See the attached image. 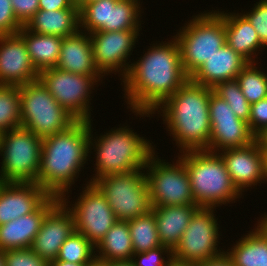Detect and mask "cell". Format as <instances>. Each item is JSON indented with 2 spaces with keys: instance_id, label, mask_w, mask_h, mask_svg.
Here are the masks:
<instances>
[{
  "instance_id": "obj_31",
  "label": "cell",
  "mask_w": 267,
  "mask_h": 266,
  "mask_svg": "<svg viewBox=\"0 0 267 266\" xmlns=\"http://www.w3.org/2000/svg\"><path fill=\"white\" fill-rule=\"evenodd\" d=\"M257 64L259 62H249L236 77L243 95L250 104L267 97V71L262 66L258 67L261 63Z\"/></svg>"
},
{
  "instance_id": "obj_46",
  "label": "cell",
  "mask_w": 267,
  "mask_h": 266,
  "mask_svg": "<svg viewBox=\"0 0 267 266\" xmlns=\"http://www.w3.org/2000/svg\"><path fill=\"white\" fill-rule=\"evenodd\" d=\"M166 266H196V263L179 261L172 257Z\"/></svg>"
},
{
  "instance_id": "obj_35",
  "label": "cell",
  "mask_w": 267,
  "mask_h": 266,
  "mask_svg": "<svg viewBox=\"0 0 267 266\" xmlns=\"http://www.w3.org/2000/svg\"><path fill=\"white\" fill-rule=\"evenodd\" d=\"M109 0H97L86 3L79 10L80 30L89 34L97 31H105L108 24Z\"/></svg>"
},
{
  "instance_id": "obj_14",
  "label": "cell",
  "mask_w": 267,
  "mask_h": 266,
  "mask_svg": "<svg viewBox=\"0 0 267 266\" xmlns=\"http://www.w3.org/2000/svg\"><path fill=\"white\" fill-rule=\"evenodd\" d=\"M140 31H97L89 34L94 64L104 77L114 73L122 80L128 74L132 64L129 57L139 41Z\"/></svg>"
},
{
  "instance_id": "obj_34",
  "label": "cell",
  "mask_w": 267,
  "mask_h": 266,
  "mask_svg": "<svg viewBox=\"0 0 267 266\" xmlns=\"http://www.w3.org/2000/svg\"><path fill=\"white\" fill-rule=\"evenodd\" d=\"M212 89L227 102L238 118L249 122L251 104L243 95L236 79L217 83Z\"/></svg>"
},
{
  "instance_id": "obj_33",
  "label": "cell",
  "mask_w": 267,
  "mask_h": 266,
  "mask_svg": "<svg viewBox=\"0 0 267 266\" xmlns=\"http://www.w3.org/2000/svg\"><path fill=\"white\" fill-rule=\"evenodd\" d=\"M20 126L19 86L0 85V134Z\"/></svg>"
},
{
  "instance_id": "obj_39",
  "label": "cell",
  "mask_w": 267,
  "mask_h": 266,
  "mask_svg": "<svg viewBox=\"0 0 267 266\" xmlns=\"http://www.w3.org/2000/svg\"><path fill=\"white\" fill-rule=\"evenodd\" d=\"M22 27L15 17L11 0H0V36L17 34Z\"/></svg>"
},
{
  "instance_id": "obj_20",
  "label": "cell",
  "mask_w": 267,
  "mask_h": 266,
  "mask_svg": "<svg viewBox=\"0 0 267 266\" xmlns=\"http://www.w3.org/2000/svg\"><path fill=\"white\" fill-rule=\"evenodd\" d=\"M59 201L50 196L35 212L0 225V251L30 248L45 216Z\"/></svg>"
},
{
  "instance_id": "obj_28",
  "label": "cell",
  "mask_w": 267,
  "mask_h": 266,
  "mask_svg": "<svg viewBox=\"0 0 267 266\" xmlns=\"http://www.w3.org/2000/svg\"><path fill=\"white\" fill-rule=\"evenodd\" d=\"M134 253L128 221H116L95 246L99 262L130 260Z\"/></svg>"
},
{
  "instance_id": "obj_50",
  "label": "cell",
  "mask_w": 267,
  "mask_h": 266,
  "mask_svg": "<svg viewBox=\"0 0 267 266\" xmlns=\"http://www.w3.org/2000/svg\"><path fill=\"white\" fill-rule=\"evenodd\" d=\"M264 179L267 183V152H264Z\"/></svg>"
},
{
  "instance_id": "obj_36",
  "label": "cell",
  "mask_w": 267,
  "mask_h": 266,
  "mask_svg": "<svg viewBox=\"0 0 267 266\" xmlns=\"http://www.w3.org/2000/svg\"><path fill=\"white\" fill-rule=\"evenodd\" d=\"M241 12L256 30L261 44L267 47V0L257 1L247 12L241 8Z\"/></svg>"
},
{
  "instance_id": "obj_16",
  "label": "cell",
  "mask_w": 267,
  "mask_h": 266,
  "mask_svg": "<svg viewBox=\"0 0 267 266\" xmlns=\"http://www.w3.org/2000/svg\"><path fill=\"white\" fill-rule=\"evenodd\" d=\"M218 153L234 185L243 195L252 187L264 184V152L256 140L245 147L227 148Z\"/></svg>"
},
{
  "instance_id": "obj_11",
  "label": "cell",
  "mask_w": 267,
  "mask_h": 266,
  "mask_svg": "<svg viewBox=\"0 0 267 266\" xmlns=\"http://www.w3.org/2000/svg\"><path fill=\"white\" fill-rule=\"evenodd\" d=\"M38 79L77 121L92 120L90 105L94 97L91 94L94 92L92 90L101 84L97 78L93 75L74 74L55 67L41 71Z\"/></svg>"
},
{
  "instance_id": "obj_10",
  "label": "cell",
  "mask_w": 267,
  "mask_h": 266,
  "mask_svg": "<svg viewBox=\"0 0 267 266\" xmlns=\"http://www.w3.org/2000/svg\"><path fill=\"white\" fill-rule=\"evenodd\" d=\"M104 194L117 221H129L151 210L145 172L110 174L93 182Z\"/></svg>"
},
{
  "instance_id": "obj_2",
  "label": "cell",
  "mask_w": 267,
  "mask_h": 266,
  "mask_svg": "<svg viewBox=\"0 0 267 266\" xmlns=\"http://www.w3.org/2000/svg\"><path fill=\"white\" fill-rule=\"evenodd\" d=\"M90 122L76 121L68 129L42 139L37 184L50 196L72 194V185L88 164ZM87 162V163H86Z\"/></svg>"
},
{
  "instance_id": "obj_13",
  "label": "cell",
  "mask_w": 267,
  "mask_h": 266,
  "mask_svg": "<svg viewBox=\"0 0 267 266\" xmlns=\"http://www.w3.org/2000/svg\"><path fill=\"white\" fill-rule=\"evenodd\" d=\"M82 187L76 200L70 202V195H63L60 200L74 216L75 231L83 234L94 246L117 221L104 194L89 179ZM69 203V204H68Z\"/></svg>"
},
{
  "instance_id": "obj_19",
  "label": "cell",
  "mask_w": 267,
  "mask_h": 266,
  "mask_svg": "<svg viewBox=\"0 0 267 266\" xmlns=\"http://www.w3.org/2000/svg\"><path fill=\"white\" fill-rule=\"evenodd\" d=\"M49 197L37 183L0 182V225L35 212Z\"/></svg>"
},
{
  "instance_id": "obj_26",
  "label": "cell",
  "mask_w": 267,
  "mask_h": 266,
  "mask_svg": "<svg viewBox=\"0 0 267 266\" xmlns=\"http://www.w3.org/2000/svg\"><path fill=\"white\" fill-rule=\"evenodd\" d=\"M24 27L37 34L64 38L80 29L79 9L38 10Z\"/></svg>"
},
{
  "instance_id": "obj_21",
  "label": "cell",
  "mask_w": 267,
  "mask_h": 266,
  "mask_svg": "<svg viewBox=\"0 0 267 266\" xmlns=\"http://www.w3.org/2000/svg\"><path fill=\"white\" fill-rule=\"evenodd\" d=\"M56 67L74 74L93 75L101 83L105 80L94 64L90 35L80 29L75 34L63 38Z\"/></svg>"
},
{
  "instance_id": "obj_17",
  "label": "cell",
  "mask_w": 267,
  "mask_h": 266,
  "mask_svg": "<svg viewBox=\"0 0 267 266\" xmlns=\"http://www.w3.org/2000/svg\"><path fill=\"white\" fill-rule=\"evenodd\" d=\"M74 231V216L60 200L45 216L30 248L50 264Z\"/></svg>"
},
{
  "instance_id": "obj_6",
  "label": "cell",
  "mask_w": 267,
  "mask_h": 266,
  "mask_svg": "<svg viewBox=\"0 0 267 266\" xmlns=\"http://www.w3.org/2000/svg\"><path fill=\"white\" fill-rule=\"evenodd\" d=\"M190 18L174 36L179 44L183 69L189 77L226 43L224 18L215 8Z\"/></svg>"
},
{
  "instance_id": "obj_12",
  "label": "cell",
  "mask_w": 267,
  "mask_h": 266,
  "mask_svg": "<svg viewBox=\"0 0 267 266\" xmlns=\"http://www.w3.org/2000/svg\"><path fill=\"white\" fill-rule=\"evenodd\" d=\"M216 209V207H199L194 212L178 244L172 250L173 258L199 263L225 252L219 246L222 232L219 231L220 224L214 214L217 212Z\"/></svg>"
},
{
  "instance_id": "obj_3",
  "label": "cell",
  "mask_w": 267,
  "mask_h": 266,
  "mask_svg": "<svg viewBox=\"0 0 267 266\" xmlns=\"http://www.w3.org/2000/svg\"><path fill=\"white\" fill-rule=\"evenodd\" d=\"M212 91V88L197 84L189 78L152 112L153 116L161 115L158 118L162 117L166 131L175 141L179 153L209 148V99Z\"/></svg>"
},
{
  "instance_id": "obj_43",
  "label": "cell",
  "mask_w": 267,
  "mask_h": 266,
  "mask_svg": "<svg viewBox=\"0 0 267 266\" xmlns=\"http://www.w3.org/2000/svg\"><path fill=\"white\" fill-rule=\"evenodd\" d=\"M196 266H234L226 252L219 256L196 263Z\"/></svg>"
},
{
  "instance_id": "obj_24",
  "label": "cell",
  "mask_w": 267,
  "mask_h": 266,
  "mask_svg": "<svg viewBox=\"0 0 267 266\" xmlns=\"http://www.w3.org/2000/svg\"><path fill=\"white\" fill-rule=\"evenodd\" d=\"M198 205L151 207L160 242L171 251L178 244Z\"/></svg>"
},
{
  "instance_id": "obj_37",
  "label": "cell",
  "mask_w": 267,
  "mask_h": 266,
  "mask_svg": "<svg viewBox=\"0 0 267 266\" xmlns=\"http://www.w3.org/2000/svg\"><path fill=\"white\" fill-rule=\"evenodd\" d=\"M6 266H50L31 248H22L3 251Z\"/></svg>"
},
{
  "instance_id": "obj_42",
  "label": "cell",
  "mask_w": 267,
  "mask_h": 266,
  "mask_svg": "<svg viewBox=\"0 0 267 266\" xmlns=\"http://www.w3.org/2000/svg\"><path fill=\"white\" fill-rule=\"evenodd\" d=\"M39 10L79 9L75 0H39Z\"/></svg>"
},
{
  "instance_id": "obj_23",
  "label": "cell",
  "mask_w": 267,
  "mask_h": 266,
  "mask_svg": "<svg viewBox=\"0 0 267 266\" xmlns=\"http://www.w3.org/2000/svg\"><path fill=\"white\" fill-rule=\"evenodd\" d=\"M216 11L224 18L226 44L249 62L258 63V55L265 47L248 19L241 12H225L219 9Z\"/></svg>"
},
{
  "instance_id": "obj_25",
  "label": "cell",
  "mask_w": 267,
  "mask_h": 266,
  "mask_svg": "<svg viewBox=\"0 0 267 266\" xmlns=\"http://www.w3.org/2000/svg\"><path fill=\"white\" fill-rule=\"evenodd\" d=\"M246 232L225 249L233 265L267 266V230L257 221L255 227Z\"/></svg>"
},
{
  "instance_id": "obj_40",
  "label": "cell",
  "mask_w": 267,
  "mask_h": 266,
  "mask_svg": "<svg viewBox=\"0 0 267 266\" xmlns=\"http://www.w3.org/2000/svg\"><path fill=\"white\" fill-rule=\"evenodd\" d=\"M248 125L255 136L267 127V97L251 104Z\"/></svg>"
},
{
  "instance_id": "obj_48",
  "label": "cell",
  "mask_w": 267,
  "mask_h": 266,
  "mask_svg": "<svg viewBox=\"0 0 267 266\" xmlns=\"http://www.w3.org/2000/svg\"><path fill=\"white\" fill-rule=\"evenodd\" d=\"M257 220L267 230V213L264 212Z\"/></svg>"
},
{
  "instance_id": "obj_18",
  "label": "cell",
  "mask_w": 267,
  "mask_h": 266,
  "mask_svg": "<svg viewBox=\"0 0 267 266\" xmlns=\"http://www.w3.org/2000/svg\"><path fill=\"white\" fill-rule=\"evenodd\" d=\"M38 77L24 40L18 34L0 36V85L21 86Z\"/></svg>"
},
{
  "instance_id": "obj_22",
  "label": "cell",
  "mask_w": 267,
  "mask_h": 266,
  "mask_svg": "<svg viewBox=\"0 0 267 266\" xmlns=\"http://www.w3.org/2000/svg\"><path fill=\"white\" fill-rule=\"evenodd\" d=\"M248 63L246 58L225 43L206 59L190 79L197 84L213 88L217 83L236 79Z\"/></svg>"
},
{
  "instance_id": "obj_51",
  "label": "cell",
  "mask_w": 267,
  "mask_h": 266,
  "mask_svg": "<svg viewBox=\"0 0 267 266\" xmlns=\"http://www.w3.org/2000/svg\"><path fill=\"white\" fill-rule=\"evenodd\" d=\"M0 266H6L2 251H0Z\"/></svg>"
},
{
  "instance_id": "obj_49",
  "label": "cell",
  "mask_w": 267,
  "mask_h": 266,
  "mask_svg": "<svg viewBox=\"0 0 267 266\" xmlns=\"http://www.w3.org/2000/svg\"><path fill=\"white\" fill-rule=\"evenodd\" d=\"M97 0H75V4L78 6L79 10L86 4Z\"/></svg>"
},
{
  "instance_id": "obj_32",
  "label": "cell",
  "mask_w": 267,
  "mask_h": 266,
  "mask_svg": "<svg viewBox=\"0 0 267 266\" xmlns=\"http://www.w3.org/2000/svg\"><path fill=\"white\" fill-rule=\"evenodd\" d=\"M95 260V246L83 234L74 231L61 245L55 261L92 264Z\"/></svg>"
},
{
  "instance_id": "obj_29",
  "label": "cell",
  "mask_w": 267,
  "mask_h": 266,
  "mask_svg": "<svg viewBox=\"0 0 267 266\" xmlns=\"http://www.w3.org/2000/svg\"><path fill=\"white\" fill-rule=\"evenodd\" d=\"M142 4L141 0H109L105 31L142 30Z\"/></svg>"
},
{
  "instance_id": "obj_9",
  "label": "cell",
  "mask_w": 267,
  "mask_h": 266,
  "mask_svg": "<svg viewBox=\"0 0 267 266\" xmlns=\"http://www.w3.org/2000/svg\"><path fill=\"white\" fill-rule=\"evenodd\" d=\"M157 154L155 150L143 168L151 206L196 205L183 161L176 156V162H168Z\"/></svg>"
},
{
  "instance_id": "obj_15",
  "label": "cell",
  "mask_w": 267,
  "mask_h": 266,
  "mask_svg": "<svg viewBox=\"0 0 267 266\" xmlns=\"http://www.w3.org/2000/svg\"><path fill=\"white\" fill-rule=\"evenodd\" d=\"M211 135L208 151L245 147L255 141L248 122L238 118L227 102L213 91L209 99Z\"/></svg>"
},
{
  "instance_id": "obj_7",
  "label": "cell",
  "mask_w": 267,
  "mask_h": 266,
  "mask_svg": "<svg viewBox=\"0 0 267 266\" xmlns=\"http://www.w3.org/2000/svg\"><path fill=\"white\" fill-rule=\"evenodd\" d=\"M42 138L25 127L0 134V182L37 183Z\"/></svg>"
},
{
  "instance_id": "obj_8",
  "label": "cell",
  "mask_w": 267,
  "mask_h": 266,
  "mask_svg": "<svg viewBox=\"0 0 267 266\" xmlns=\"http://www.w3.org/2000/svg\"><path fill=\"white\" fill-rule=\"evenodd\" d=\"M21 126L42 139L68 129L77 120L38 79L19 86Z\"/></svg>"
},
{
  "instance_id": "obj_4",
  "label": "cell",
  "mask_w": 267,
  "mask_h": 266,
  "mask_svg": "<svg viewBox=\"0 0 267 266\" xmlns=\"http://www.w3.org/2000/svg\"><path fill=\"white\" fill-rule=\"evenodd\" d=\"M92 123L93 120L90 121L89 157L95 152L93 158L96 159L93 164L95 173L90 176V183L106 175L143 169L156 150V144L139 135L128 124L94 136Z\"/></svg>"
},
{
  "instance_id": "obj_41",
  "label": "cell",
  "mask_w": 267,
  "mask_h": 266,
  "mask_svg": "<svg viewBox=\"0 0 267 266\" xmlns=\"http://www.w3.org/2000/svg\"><path fill=\"white\" fill-rule=\"evenodd\" d=\"M39 0H11L17 20L24 26L39 10Z\"/></svg>"
},
{
  "instance_id": "obj_44",
  "label": "cell",
  "mask_w": 267,
  "mask_h": 266,
  "mask_svg": "<svg viewBox=\"0 0 267 266\" xmlns=\"http://www.w3.org/2000/svg\"><path fill=\"white\" fill-rule=\"evenodd\" d=\"M255 140L258 142L260 149L263 152H267V127L255 136Z\"/></svg>"
},
{
  "instance_id": "obj_1",
  "label": "cell",
  "mask_w": 267,
  "mask_h": 266,
  "mask_svg": "<svg viewBox=\"0 0 267 266\" xmlns=\"http://www.w3.org/2000/svg\"><path fill=\"white\" fill-rule=\"evenodd\" d=\"M171 37L149 44L121 80L126 107L136 117L153 118L152 112L190 78L183 69L179 44Z\"/></svg>"
},
{
  "instance_id": "obj_52",
  "label": "cell",
  "mask_w": 267,
  "mask_h": 266,
  "mask_svg": "<svg viewBox=\"0 0 267 266\" xmlns=\"http://www.w3.org/2000/svg\"><path fill=\"white\" fill-rule=\"evenodd\" d=\"M87 266H103V262H99L98 260H95L92 264H89Z\"/></svg>"
},
{
  "instance_id": "obj_30",
  "label": "cell",
  "mask_w": 267,
  "mask_h": 266,
  "mask_svg": "<svg viewBox=\"0 0 267 266\" xmlns=\"http://www.w3.org/2000/svg\"><path fill=\"white\" fill-rule=\"evenodd\" d=\"M128 226L135 253L149 251L162 245L152 210L129 220Z\"/></svg>"
},
{
  "instance_id": "obj_38",
  "label": "cell",
  "mask_w": 267,
  "mask_h": 266,
  "mask_svg": "<svg viewBox=\"0 0 267 266\" xmlns=\"http://www.w3.org/2000/svg\"><path fill=\"white\" fill-rule=\"evenodd\" d=\"M171 258L172 251L161 245L149 251L134 253L131 260L134 266H166Z\"/></svg>"
},
{
  "instance_id": "obj_47",
  "label": "cell",
  "mask_w": 267,
  "mask_h": 266,
  "mask_svg": "<svg viewBox=\"0 0 267 266\" xmlns=\"http://www.w3.org/2000/svg\"><path fill=\"white\" fill-rule=\"evenodd\" d=\"M89 264H76V263H69L66 261H53L50 263V266H87Z\"/></svg>"
},
{
  "instance_id": "obj_45",
  "label": "cell",
  "mask_w": 267,
  "mask_h": 266,
  "mask_svg": "<svg viewBox=\"0 0 267 266\" xmlns=\"http://www.w3.org/2000/svg\"><path fill=\"white\" fill-rule=\"evenodd\" d=\"M103 266H134V264L130 259V260L103 262Z\"/></svg>"
},
{
  "instance_id": "obj_27",
  "label": "cell",
  "mask_w": 267,
  "mask_h": 266,
  "mask_svg": "<svg viewBox=\"0 0 267 266\" xmlns=\"http://www.w3.org/2000/svg\"><path fill=\"white\" fill-rule=\"evenodd\" d=\"M17 34L24 40L30 60L38 73L57 66L62 37L37 34L27 30L24 26Z\"/></svg>"
},
{
  "instance_id": "obj_5",
  "label": "cell",
  "mask_w": 267,
  "mask_h": 266,
  "mask_svg": "<svg viewBox=\"0 0 267 266\" xmlns=\"http://www.w3.org/2000/svg\"><path fill=\"white\" fill-rule=\"evenodd\" d=\"M177 154L186 167L191 191L199 207L219 208L244 198L234 185L218 152L192 150Z\"/></svg>"
}]
</instances>
